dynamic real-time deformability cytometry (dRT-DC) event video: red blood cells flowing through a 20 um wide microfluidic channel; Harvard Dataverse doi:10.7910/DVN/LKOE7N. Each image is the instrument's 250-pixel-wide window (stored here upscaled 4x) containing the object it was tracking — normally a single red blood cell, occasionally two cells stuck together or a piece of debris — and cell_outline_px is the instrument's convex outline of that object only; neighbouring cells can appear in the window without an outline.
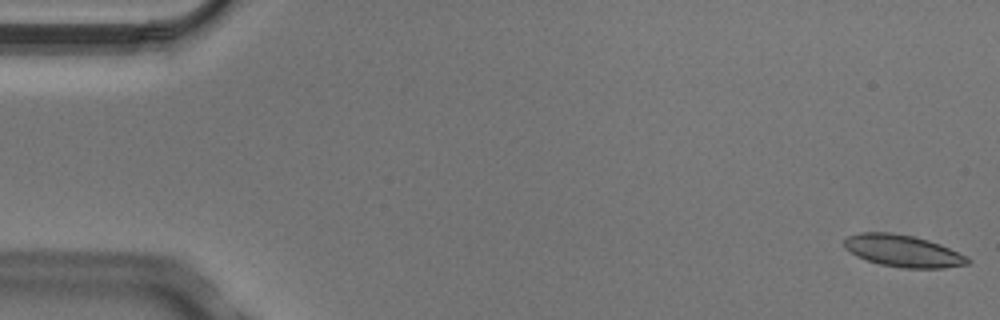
{"species": "Egyptian fruit bat (a non-hibernating species)", "species_latin": "Rousettus aegyptiacus", "temperature_condition": "cold", "stored_images_in_passage": 2, "camera_frame_rate_fps": 3000, "um_per_image_px": 0.085, "animal": {"sex": "male"}, "frame": {"image": 1, "passage_image": 1, "time_ms": 0.0, "image_size_px": [1000, 320], "cell_outline_px": [[972, 260], [968, 264], [944, 268], [904, 268], [880, 264], [856, 256], [844, 248], [844, 240], [848, 236], [860, 232], [888, 232], [912, 236], [928, 240], [940, 244], [968, 256]], "centroid_in_image_um": [76.77, 21.33], "position_along_channel_um": 8.2, "area_um2": 23.0}}
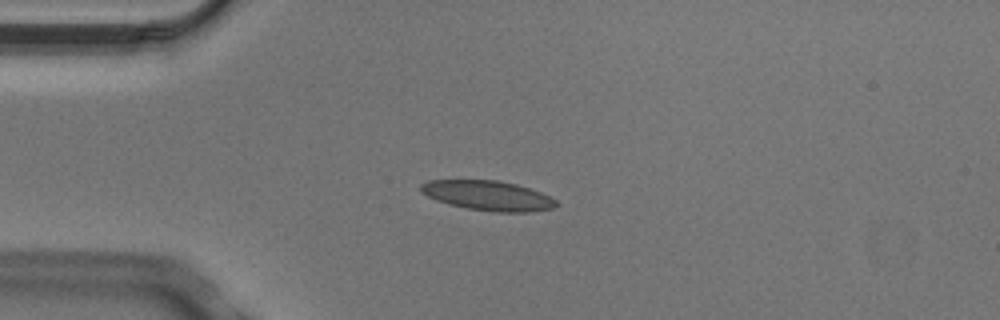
{"frame": {"image": 2, "passage_image": 2, "time_ms": 0.333, "image_size_px": [1000, 320], "cell_outline_px": [[560, 204], [552, 208], [528, 212], [496, 212], [468, 208], [448, 204], [436, 200], [420, 192], [420, 184], [428, 180], [496, 180], [516, 184], [540, 192], [556, 200]], "centroid_in_image_um": [41.45, 16.62], "position_along_channel_um": 43.6, "area_um2": 23.41}}